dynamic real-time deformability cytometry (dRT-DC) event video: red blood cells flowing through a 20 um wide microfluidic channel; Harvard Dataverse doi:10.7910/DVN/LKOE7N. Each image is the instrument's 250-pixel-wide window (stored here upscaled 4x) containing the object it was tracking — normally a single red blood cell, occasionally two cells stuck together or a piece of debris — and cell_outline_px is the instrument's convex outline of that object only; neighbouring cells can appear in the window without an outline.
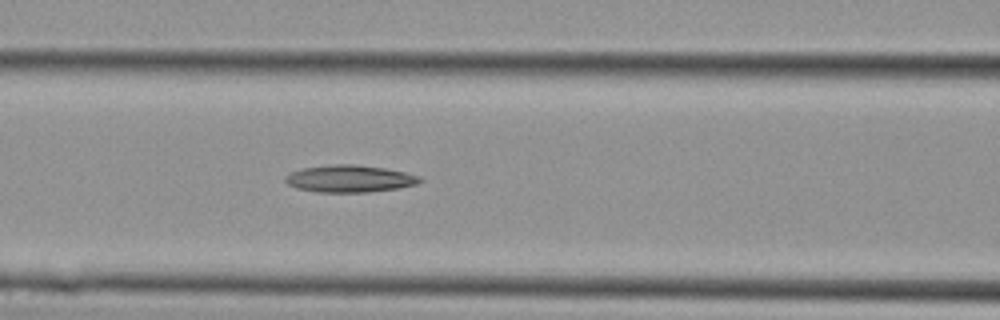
{"species": "Egyptian fruit bat (a non-hibernating species)", "species_latin": "Rousettus aegyptiacus", "temperature_condition": "cold", "stored_images_in_passage": 13, "camera_frame_rate_fps": 3000, "um_per_image_px": 0.085, "animal": {"sex": "female"}, "frame": {"image": 1, "passage_image": 11, "time_ms": 3.333, "image_size_px": [1000, 320], "cell_outline_px": [[424, 180], [416, 184], [396, 188], [368, 192], [316, 192], [296, 188], [288, 184], [284, 180], [284, 176], [288, 172], [304, 168], [336, 164], [356, 164], [384, 168], [404, 172], [420, 176]], "centroid_in_image_um": [29.68, 15.19], "position_along_channel_um": 136.9, "area_um2": 21.27}}
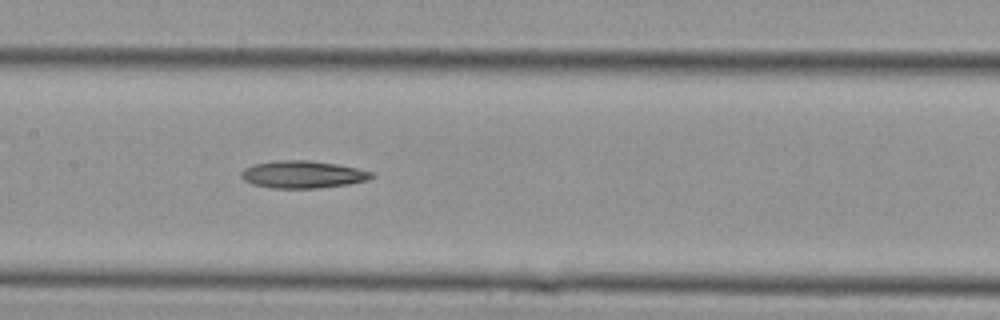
{"frame": {"image": 2, "passage_image": 13, "time_ms": 4.0, "image_size_px": [1000, 320], "cell_outline_px": [[376, 176], [368, 180], [348, 184], [316, 188], [272, 188], [252, 184], [244, 180], [240, 176], [240, 172], [244, 168], [252, 164], [280, 160], [308, 160], [336, 164], [356, 168], [372, 172]], "centroid_in_image_um": [25.71, 14.83], "position_along_channel_um": 181.7, "area_um2": 20.81}}